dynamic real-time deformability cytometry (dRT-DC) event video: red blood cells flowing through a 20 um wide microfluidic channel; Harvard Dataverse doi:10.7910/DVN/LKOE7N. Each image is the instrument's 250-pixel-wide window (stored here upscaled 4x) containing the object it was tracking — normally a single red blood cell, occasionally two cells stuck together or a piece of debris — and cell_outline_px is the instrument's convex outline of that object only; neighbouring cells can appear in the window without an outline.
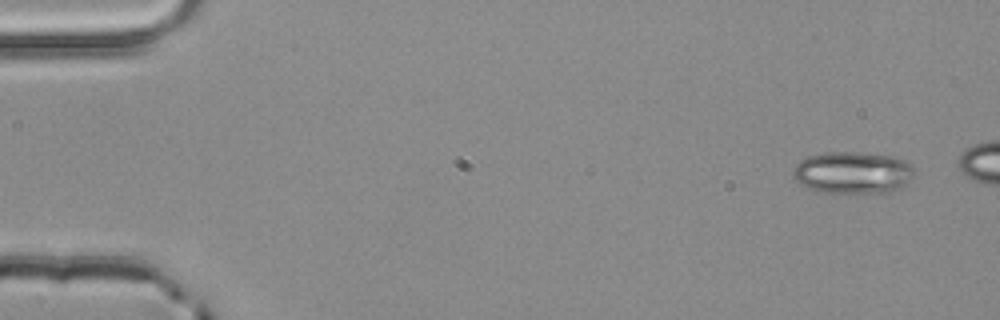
{"species": "common noctule bat (a hibernating species)", "species_latin": "Nyctalus noctula", "temperature_condition": "room temperature", "stored_images_in_passage": 5, "camera_frame_rate_fps": 3000, "um_per_image_px": 0.085, "animal": {"sex": "male", "body_mass_g": 20.4}, "frame": {"image": 1, "passage_image": 1, "time_ms": 0.0, "image_size_px": [1000, 320], "cell_outline_px": [[912, 176], [904, 188], [892, 192], [824, 192], [808, 188], [800, 184], [792, 176], [792, 172], [796, 164], [800, 160], [808, 156], [824, 152], [860, 152], [896, 156], [904, 160], [912, 168]], "centroid_in_image_um": [72.48, 14.66], "position_along_channel_um": 12.5, "area_um2": 29.77}}
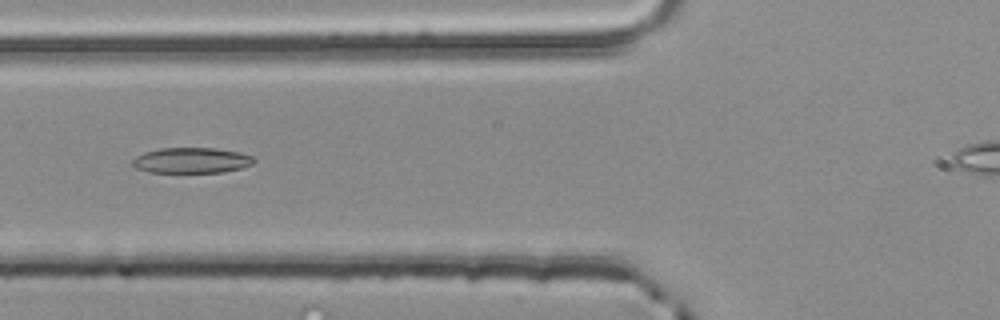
{"frame": {"image": 2, "passage_image": 5, "time_ms": 1.333, "image_size_px": [1000, 320], "cell_outline_px": [[256, 160], [252, 164], [244, 168], [224, 172], [148, 172], [136, 168], [132, 164], [132, 160], [136, 156], [144, 152], [160, 148], [212, 148], [240, 152], [252, 156]], "centroid_in_image_um": [16.29, 13.63], "position_along_channel_um": 109.5, "area_um2": 18.15}}